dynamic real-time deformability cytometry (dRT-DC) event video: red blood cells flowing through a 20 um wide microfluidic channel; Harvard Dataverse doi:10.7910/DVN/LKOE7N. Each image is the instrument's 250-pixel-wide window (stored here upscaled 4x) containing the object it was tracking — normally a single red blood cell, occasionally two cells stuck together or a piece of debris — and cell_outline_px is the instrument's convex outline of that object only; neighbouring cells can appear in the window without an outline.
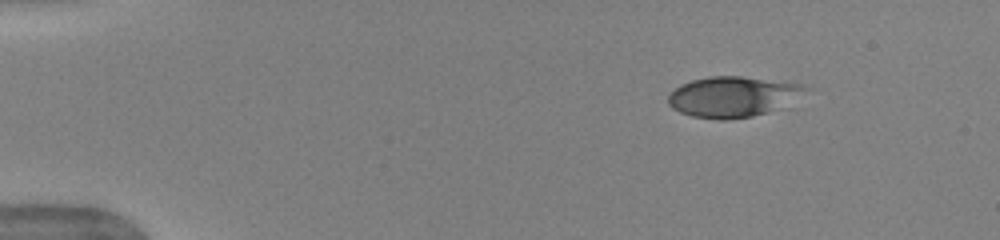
{"species": "human", "species_latin": "Homo sapiens", "temperature_condition": "warm", "stored_images_in_passage": 45, "camera_frame_rate_fps": 3000, "um_per_image_px": 0.085, "donor": {"sex": "female"}, "frame": {"image": 1, "passage_image": 1, "time_ms": 0.0, "image_size_px": [1000, 240], "cell_outline_px": [[812, 88], [788, 108], [752, 116], [728, 120], [720, 120], [692, 116], [680, 112], [672, 108], [668, 104], [668, 96], [680, 84], [692, 80], [708, 76], [740, 76], [804, 84]], "centroid_in_image_um": [62.4, 8.23], "position_along_channel_um": 22.6, "area_um2": 33.23}}
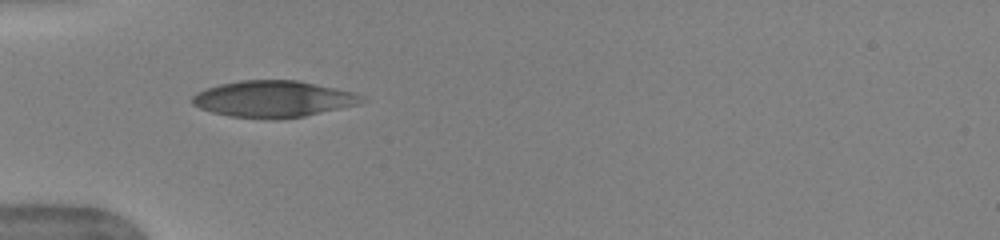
{"frame": {"image": 2, "passage_image": 11, "time_ms": 3.333, "image_size_px": [1000, 240], "cell_outline_px": [[368, 100], [360, 104], [304, 116], [276, 120], [264, 120], [228, 116], [212, 112], [200, 108], [192, 104], [192, 96], [196, 92], [220, 84], [240, 80], [296, 80], [352, 92], [364, 96]], "centroid_in_image_um": [23.22, 8.43], "position_along_channel_um": 61.8, "area_um2": 36.24}}
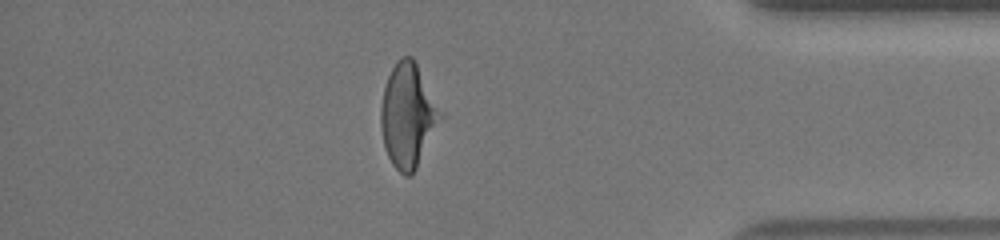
{"frame": {"image": 3, "passage_image": 39, "time_ms": 12.667, "image_size_px": [1000, 240], "cell_outline_px": [[444, 116], [412, 176], [404, 176], [392, 164], [384, 148], [380, 124], [380, 108], [384, 88], [388, 76], [396, 60], [400, 56], [412, 56], [444, 112]], "centroid_in_image_um": [34.69, 9.81], "position_along_channel_um": 400.5, "area_um2": 36.53}}